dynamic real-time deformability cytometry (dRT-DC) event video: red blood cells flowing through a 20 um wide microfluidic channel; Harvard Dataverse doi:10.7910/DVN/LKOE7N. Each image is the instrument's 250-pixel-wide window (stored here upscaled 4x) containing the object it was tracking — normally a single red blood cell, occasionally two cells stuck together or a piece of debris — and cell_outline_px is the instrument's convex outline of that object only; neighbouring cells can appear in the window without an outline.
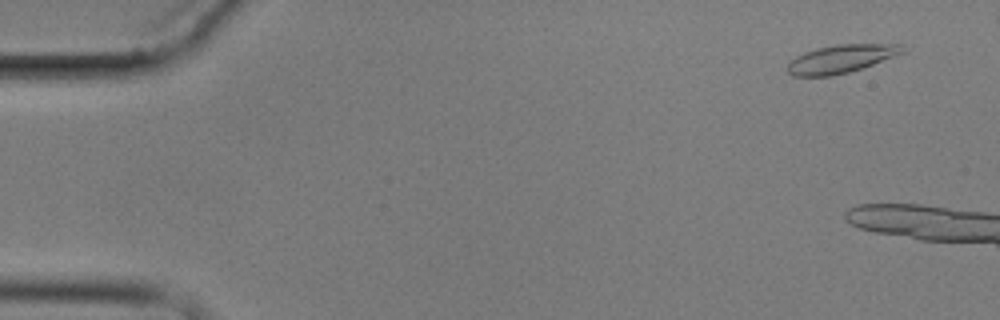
{"species": "common noctule bat (a hibernating species)", "species_latin": "Nyctalus noctula", "temperature_condition": "cold", "stored_images_in_passage": 3, "camera_frame_rate_fps": 3000, "um_per_image_px": 0.085, "animal": {"sex": "male", "body_mass_g": 17.9}, "frame": {"image": 1, "passage_image": 1, "time_ms": 0.0, "image_size_px": [1000, 320], "cell_outline_px": [[908, 48], [904, 52], [872, 64], [848, 72], [832, 76], [792, 76], [788, 72], [788, 64], [796, 56], [804, 52], [816, 48], [836, 44], [900, 44]], "centroid_in_image_um": [71.48, 4.99], "position_along_channel_um": 13.5, "area_um2": 18.73}}